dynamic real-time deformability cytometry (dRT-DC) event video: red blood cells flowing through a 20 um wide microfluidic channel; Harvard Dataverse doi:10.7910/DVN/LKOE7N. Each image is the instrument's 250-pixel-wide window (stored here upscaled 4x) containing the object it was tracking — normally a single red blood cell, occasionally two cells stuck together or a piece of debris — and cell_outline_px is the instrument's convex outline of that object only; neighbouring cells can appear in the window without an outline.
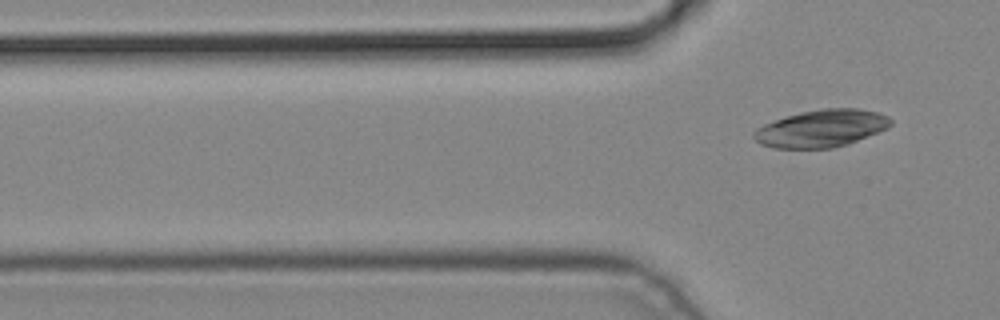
{"species": "common noctule bat (a hibernating species)", "species_latin": "Nyctalus noctula", "temperature_condition": "cold", "stored_images_in_passage": 2, "camera_frame_rate_fps": 3000, "um_per_image_px": 0.085, "animal": {"sex": "male", "body_mass_g": 19.2, "forearm_length_mm": 51.8}, "frame": {"image": 1, "passage_image": 2, "time_ms": 0.333, "image_size_px": [1000, 320], "cell_outline_px": [[892, 124], [888, 128], [848, 144], [832, 148], [776, 148], [760, 144], [752, 136], [752, 132], [756, 128], [764, 124], [800, 112], [824, 108], [856, 108], [876, 112], [888, 116], [892, 120]], "centroid_in_image_um": [69.82, 10.92], "position_along_channel_um": 56.0, "area_um2": 29.71}}